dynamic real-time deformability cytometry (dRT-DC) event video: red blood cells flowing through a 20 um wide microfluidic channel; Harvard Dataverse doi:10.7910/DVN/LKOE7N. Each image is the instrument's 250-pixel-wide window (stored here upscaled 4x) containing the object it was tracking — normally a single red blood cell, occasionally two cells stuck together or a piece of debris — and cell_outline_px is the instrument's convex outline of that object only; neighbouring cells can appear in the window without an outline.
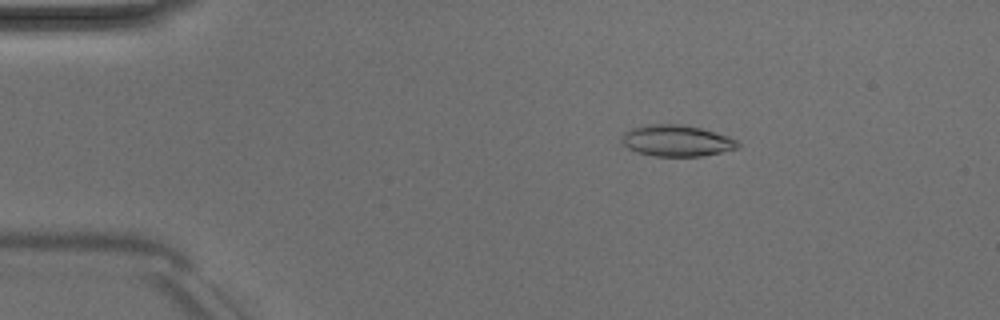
{"species": "Egyptian fruit bat (a non-hibernating species)", "species_latin": "Rousettus aegyptiacus", "temperature_condition": "room temperature", "stored_images_in_passage": 51, "camera_frame_rate_fps": 3000, "um_per_image_px": 0.085, "animal": {"sex": "male"}, "frame": {"image": 1, "passage_image": 9, "time_ms": 2.667, "image_size_px": [1000, 320], "cell_outline_px": [[740, 148], [704, 156], [656, 156], [636, 152], [628, 148], [620, 140], [624, 132], [628, 128], [644, 124], [680, 124], [700, 128], [728, 136], [736, 140], [740, 144]], "centroid_in_image_um": [57.49, 11.95], "position_along_channel_um": 27.5, "area_um2": 21.39}}
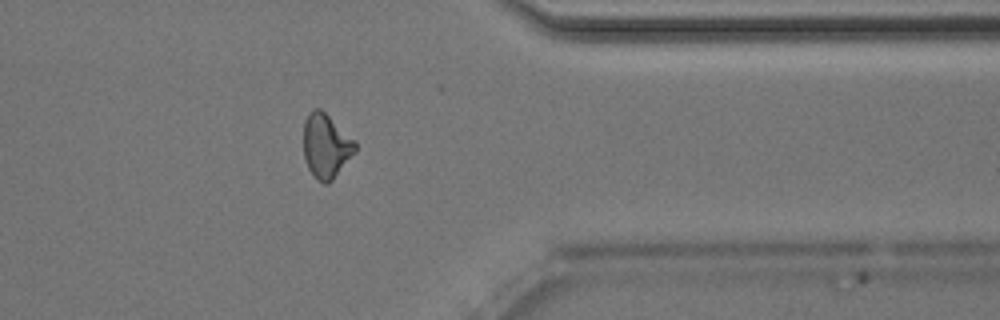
{"frame": {"image": 2, "passage_image": 41, "time_ms": 13.333, "image_size_px": [1000, 320], "cell_outline_px": [[356, 152], [332, 180], [328, 184], [324, 184], [316, 180], [308, 168], [304, 156], [304, 120], [308, 112], [312, 108], [320, 108], [356, 140]], "centroid_in_image_um": [27.71, 12.4], "position_along_channel_um": 383.7, "area_um2": 19.59}}
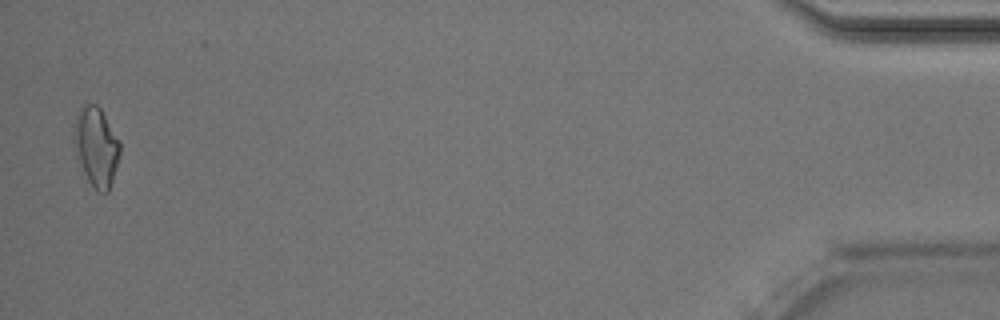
{"frame": {"image": 3, "passage_image": 50, "time_ms": 16.333, "image_size_px": [1000, 320], "cell_outline_px": [[120, 152], [116, 168], [108, 192], [100, 192], [88, 180], [84, 172], [72, 140], [76, 116], [84, 100], [96, 104], [100, 108], [120, 140]], "centroid_in_image_um": [8.17, 12.39], "position_along_channel_um": 427.0, "area_um2": 21.1}, "authors_computed_cell_mechanics": {"area_um2": 19.7676, "velocity_mm_per_s": 4.0252, "shape_relaxation_time_tau1_ms": 6.4507, "shape_relaxation_time_tau2_ms": 2.9756, "deformation_change_tau1": 0.1488, "deformation_change_tau2": 0.1011}}